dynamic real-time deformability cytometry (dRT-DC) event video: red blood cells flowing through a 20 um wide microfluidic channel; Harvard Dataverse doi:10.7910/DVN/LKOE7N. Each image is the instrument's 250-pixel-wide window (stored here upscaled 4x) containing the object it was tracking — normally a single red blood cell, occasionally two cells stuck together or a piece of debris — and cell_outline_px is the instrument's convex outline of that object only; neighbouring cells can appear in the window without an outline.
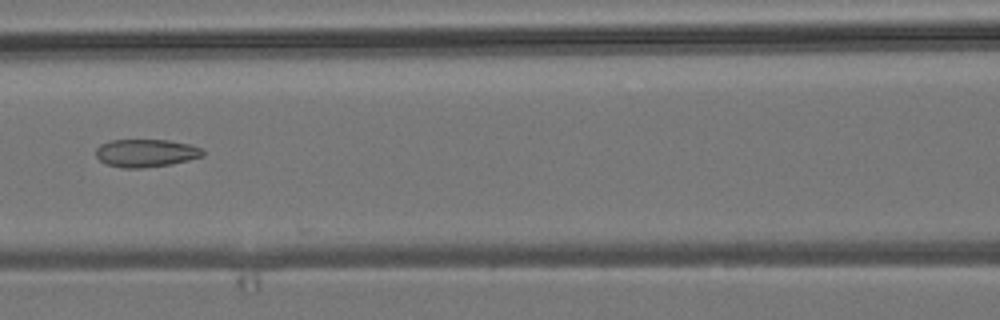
{"species": "common noctule bat (a hibernating species)", "species_latin": "Nyctalus noctula", "temperature_condition": "room temperature", "stored_images_in_passage": 4, "camera_frame_rate_fps": 3000, "um_per_image_px": 0.085, "animal": {"sex": "male", "body_mass_g": 19.2, "forearm_length_mm": 51.8}, "frame": {"image": 1, "passage_image": 4, "time_ms": 3.333, "image_size_px": [1000, 320], "cell_outline_px": [[204, 156], [188, 160], [168, 164], [140, 168], [124, 168], [104, 164], [96, 156], [96, 148], [100, 144], [112, 140], [168, 140], [188, 144], [200, 148], [204, 152]], "centroid_in_image_um": [12.36, 13.01], "position_along_channel_um": 154.2, "area_um2": 17.22}}